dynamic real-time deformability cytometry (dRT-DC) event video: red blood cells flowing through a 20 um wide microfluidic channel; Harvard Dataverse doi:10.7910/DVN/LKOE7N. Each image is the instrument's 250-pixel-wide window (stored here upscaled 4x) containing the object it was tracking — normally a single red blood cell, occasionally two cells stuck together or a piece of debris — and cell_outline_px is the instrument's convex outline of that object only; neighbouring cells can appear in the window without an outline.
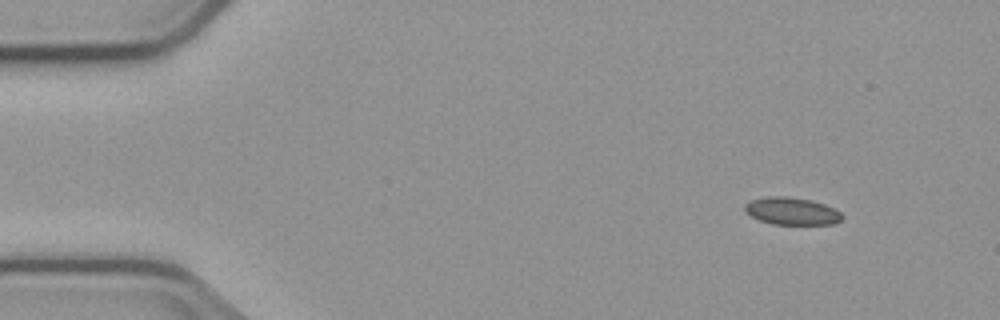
{"species": "common noctule bat (a hibernating species)", "species_latin": "Nyctalus noctula", "temperature_condition": "cold", "stored_images_in_passage": 4, "camera_frame_rate_fps": 3000, "um_per_image_px": 0.085, "animal": {"sex": "male", "body_mass_g": 23.1, "forearm_length_mm": 52.7}, "frame": {"image": 1, "passage_image": 1, "time_ms": 0.0, "image_size_px": [1000, 320], "cell_outline_px": [[844, 216], [836, 224], [772, 224], [760, 220], [744, 212], [744, 204], [752, 200], [764, 196], [788, 196], [812, 200], [824, 204], [840, 212]], "centroid_in_image_um": [67.28, 17.94], "position_along_channel_um": 17.7, "area_um2": 15.61}}
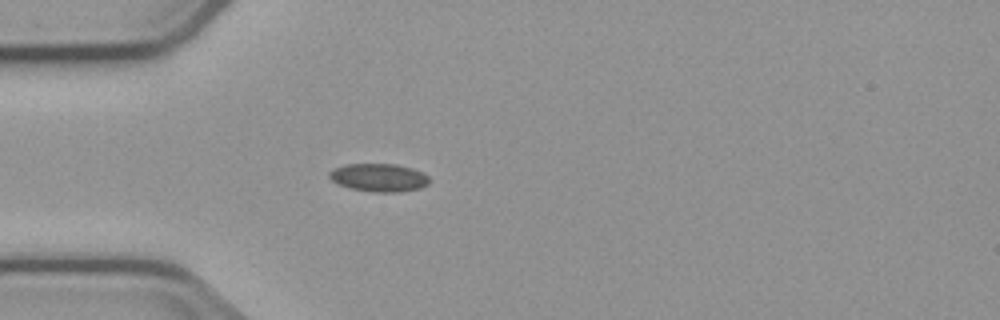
{"frame": {"image": 2, "passage_image": 4, "time_ms": 3.333, "image_size_px": [1000, 320], "cell_outline_px": [[428, 184], [420, 188], [396, 192], [372, 192], [352, 188], [336, 184], [328, 176], [328, 172], [332, 168], [344, 164], [396, 164], [412, 168], [428, 176]], "centroid_in_image_um": [32.15, 15.08], "position_along_channel_um": 52.9, "area_um2": 16.36}}